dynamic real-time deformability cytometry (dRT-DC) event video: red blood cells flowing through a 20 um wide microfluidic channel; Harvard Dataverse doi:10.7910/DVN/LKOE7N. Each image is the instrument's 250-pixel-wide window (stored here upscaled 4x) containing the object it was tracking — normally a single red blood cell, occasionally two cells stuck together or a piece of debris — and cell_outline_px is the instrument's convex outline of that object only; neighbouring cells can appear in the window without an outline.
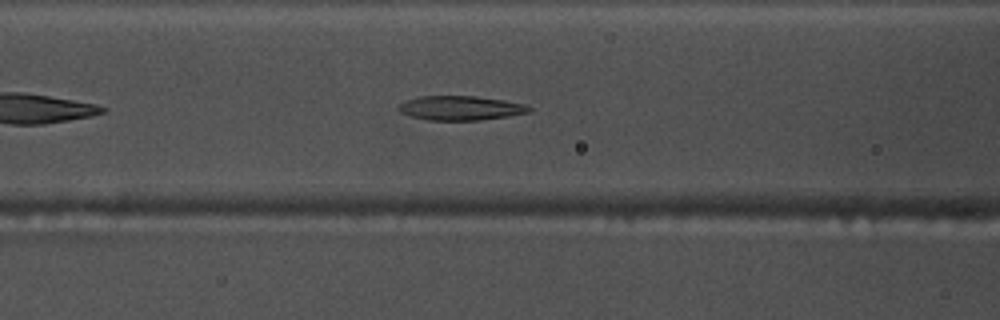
{"species": "common noctule bat (a hibernating species)", "species_latin": "Nyctalus noctula", "temperature_condition": "warm", "stored_images_in_passage": 41, "camera_frame_rate_fps": 3000, "um_per_image_px": 0.085, "animal": {"sex": "male", "body_mass_g": 17.5, "forearm_length_mm": 52.3}, "frame": {"image": 1, "passage_image": 9, "time_ms": 2.667, "image_size_px": [1000, 320], "cell_outline_px": [[532, 112], [508, 116], [480, 120], [428, 120], [412, 116], [400, 112], [396, 108], [404, 100], [416, 96], [476, 96], [504, 100], [524, 104], [532, 108]], "centroid_in_image_um": [39.13, 9.17], "position_along_channel_um": 127.5, "area_um2": 18.61}}
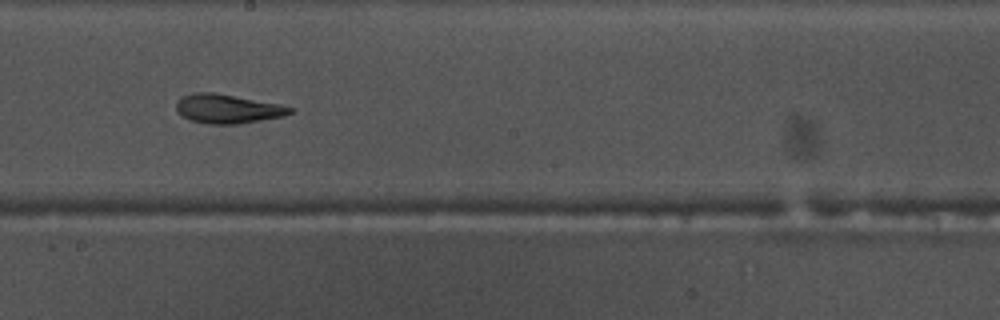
{"frame": {"image": 2, "passage_image": 17, "time_ms": 5.333, "image_size_px": [1000, 320], "cell_outline_px": [[296, 108], [292, 112], [284, 116], [236, 124], [208, 124], [192, 120], [176, 112], [176, 100], [180, 96], [192, 92], [212, 92], [280, 104]], "centroid_in_image_um": [19.32, 9.23], "position_along_channel_um": 228.9, "area_um2": 19.31}}
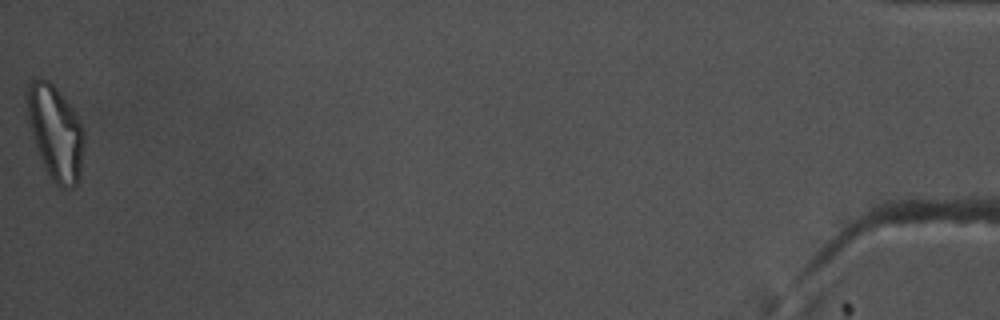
{"frame": {"image": 3, "passage_image": 41, "time_ms": 13.333, "image_size_px": [1000, 320], "cell_outline_px": [[84, 144], [80, 176], [76, 184], [72, 188], [60, 188], [56, 184], [44, 168], [28, 120], [28, 88], [32, 80], [40, 76], [48, 80], [56, 88], [76, 112], [84, 128]], "centroid_in_image_um": [4.76, 11.27], "position_along_channel_um": 430.4, "area_um2": 31.1}, "authors_computed_cell_mechanics": {"area_um2": 19.4786, "velocity_mm_per_s": 3.8195, "shape_relaxation_time_tau1_ms": null, "shape_relaxation_time_tau2_ms": 3.674, "deformation_change_tau1": null, "deformation_change_tau2": 0.1233}}